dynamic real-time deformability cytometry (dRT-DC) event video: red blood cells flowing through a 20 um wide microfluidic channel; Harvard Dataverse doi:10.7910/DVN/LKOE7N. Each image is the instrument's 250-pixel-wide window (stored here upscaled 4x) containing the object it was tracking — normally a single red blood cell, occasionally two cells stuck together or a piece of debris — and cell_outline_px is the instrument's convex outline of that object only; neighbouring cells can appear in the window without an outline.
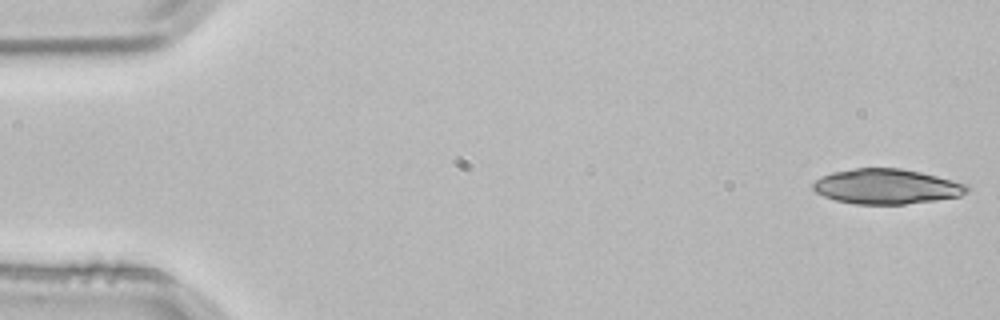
{"species": "common noctule bat (a hibernating species)", "species_latin": "Nyctalus noctula", "temperature_condition": "room temperature", "stored_images_in_passage": 4, "camera_frame_rate_fps": 3000, "um_per_image_px": 0.085, "animal": {"sex": "male", "body_mass_g": 21.5, "forearm_length_mm": 52.0}, "frame": {"image": 1, "passage_image": 1, "time_ms": 0.0, "image_size_px": [1000, 320], "cell_outline_px": [[972, 188], [968, 192], [960, 196], [936, 200], [904, 204], [856, 204], [836, 200], [824, 196], [816, 192], [812, 188], [812, 184], [820, 176], [832, 172], [856, 168], [900, 168], [920, 172], [968, 184]], "centroid_in_image_um": [75.37, 15.85], "position_along_channel_um": 9.6, "area_um2": 31.5}}